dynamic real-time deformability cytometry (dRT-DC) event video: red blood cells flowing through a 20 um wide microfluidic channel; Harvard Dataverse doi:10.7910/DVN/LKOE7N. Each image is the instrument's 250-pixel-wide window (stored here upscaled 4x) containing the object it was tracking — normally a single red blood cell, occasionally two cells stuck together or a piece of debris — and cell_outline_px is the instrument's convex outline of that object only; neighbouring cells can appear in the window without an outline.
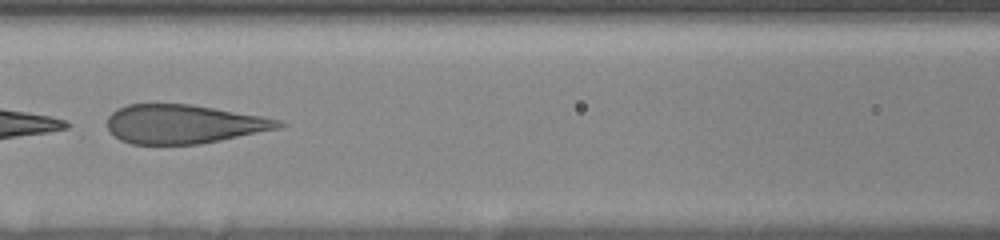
{"species": "human", "species_latin": "Homo sapiens", "temperature_condition": "room temperature", "stored_images_in_passage": 41, "camera_frame_rate_fps": 3000, "um_per_image_px": 0.085, "donor": {"sex": "female"}, "frame": {"image": 1, "passage_image": 26, "time_ms": 7.667, "image_size_px": [1000, 240], "cell_outline_px": [[288, 124], [280, 128], [200, 144], [132, 144], [120, 140], [108, 128], [108, 116], [112, 112], [128, 104], [192, 104], [264, 116], [280, 120]], "centroid_in_image_um": [15.65, 10.54], "position_along_channel_um": 150.9, "area_um2": 38.78}}
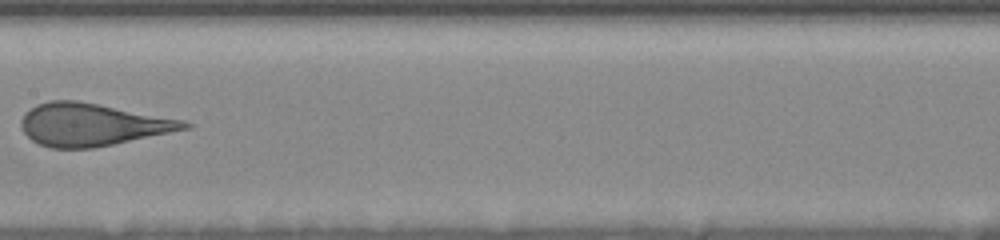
{"frame": {"image": 2, "passage_image": 30, "time_ms": 9.0, "image_size_px": [1000, 240], "cell_outline_px": [[192, 128], [92, 148], [52, 148], [40, 144], [32, 140], [24, 132], [20, 124], [20, 120], [24, 112], [36, 104], [48, 100], [76, 100], [100, 104], [184, 120], [192, 124]], "centroid_in_image_um": [7.81, 10.58], "position_along_channel_um": 199.6, "area_um2": 40.4}}
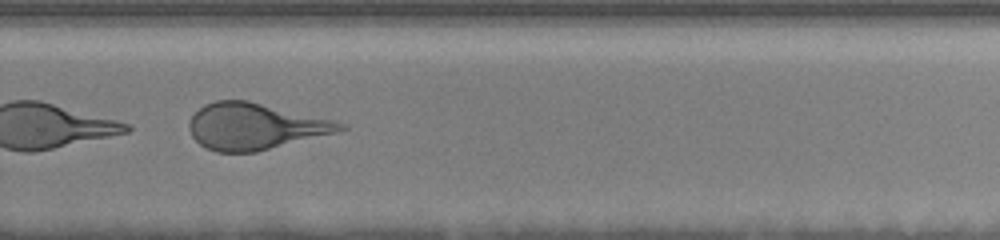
{"frame": {"image": 3, "passage_image": 38, "time_ms": 12.0, "image_size_px": [1000, 240], "cell_outline_px": [[348, 128], [336, 132], [256, 152], [216, 152], [204, 148], [192, 136], [188, 128], [188, 124], [192, 116], [204, 104], [216, 100], [248, 100], [332, 120], [344, 124]], "centroid_in_image_um": [21.61, 10.74], "position_along_channel_um": 308.2, "area_um2": 40.46}}